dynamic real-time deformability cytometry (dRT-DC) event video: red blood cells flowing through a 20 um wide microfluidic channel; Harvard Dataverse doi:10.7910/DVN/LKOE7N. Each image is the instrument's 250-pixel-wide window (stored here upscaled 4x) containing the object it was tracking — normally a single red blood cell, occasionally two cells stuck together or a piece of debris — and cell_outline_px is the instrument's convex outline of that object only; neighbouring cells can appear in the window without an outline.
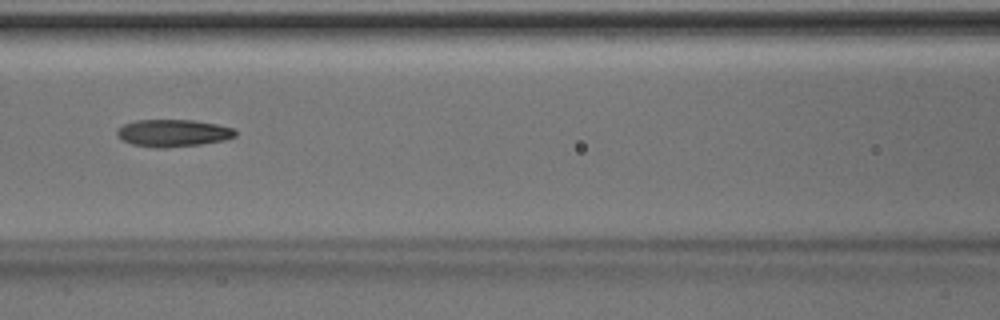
{"species": "Egyptian fruit bat (a non-hibernating species)", "species_latin": "Rousettus aegyptiacus", "temperature_condition": "room temperature", "stored_images_in_passage": 5, "camera_frame_rate_fps": 3000, "um_per_image_px": 0.085, "animal": {"sex": "male"}, "frame": {"image": 1, "passage_image": 5, "time_ms": 1.333, "image_size_px": [1000, 320], "cell_outline_px": [[236, 136], [224, 140], [200, 144], [164, 148], [156, 148], [132, 144], [120, 140], [116, 136], [116, 132], [124, 124], [136, 120], [192, 120], [216, 124], [236, 128]], "centroid_in_image_um": [14.7, 11.31], "position_along_channel_um": 151.9, "area_um2": 18.84}}